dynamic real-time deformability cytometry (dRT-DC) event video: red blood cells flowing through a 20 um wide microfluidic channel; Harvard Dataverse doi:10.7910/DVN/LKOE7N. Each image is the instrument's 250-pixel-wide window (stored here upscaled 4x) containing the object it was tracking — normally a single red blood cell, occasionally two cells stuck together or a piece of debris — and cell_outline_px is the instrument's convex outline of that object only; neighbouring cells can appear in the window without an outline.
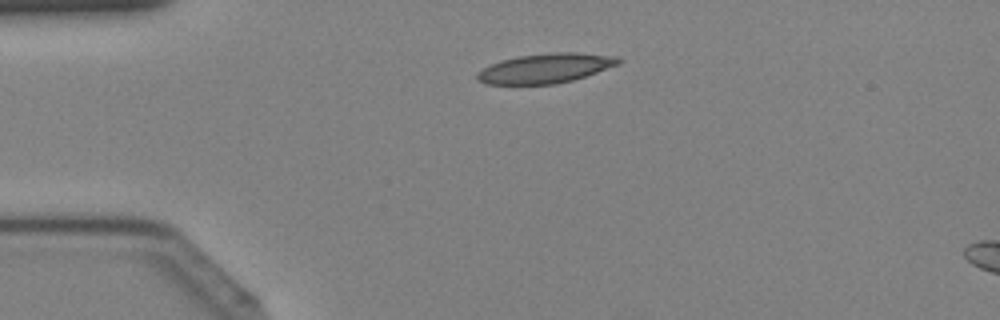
{"species": "Egyptian fruit bat (a non-hibernating species)", "species_latin": "Rousettus aegyptiacus", "temperature_condition": "cold", "stored_images_in_passage": 40, "camera_frame_rate_fps": 3000, "um_per_image_px": 0.085, "animal": {"sex": "female"}, "frame": {"image": 1, "passage_image": 8, "time_ms": 2.333, "image_size_px": [1000, 320], "cell_outline_px": [[620, 64], [572, 80], [556, 84], [484, 84], [476, 76], [476, 72], [500, 60], [516, 56], [552, 52], [576, 52], [620, 56]], "centroid_in_image_um": [46.38, 5.79], "position_along_channel_um": 38.6, "area_um2": 24.39}}
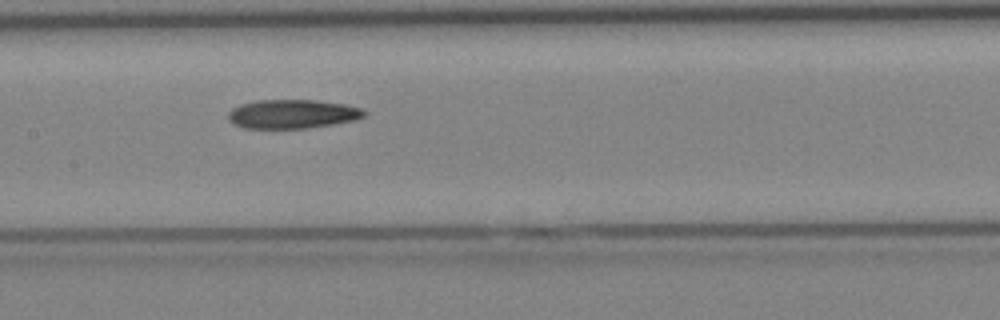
{"frame": {"image": 2, "passage_image": 19, "time_ms": 6.0, "image_size_px": [1000, 320], "cell_outline_px": [[368, 116], [356, 120], [308, 128], [244, 128], [228, 120], [228, 112], [232, 108], [240, 104], [260, 100], [316, 100], [344, 104], [360, 108], [368, 112]], "centroid_in_image_um": [24.89, 9.69], "position_along_channel_um": 182.5, "area_um2": 23.0}}
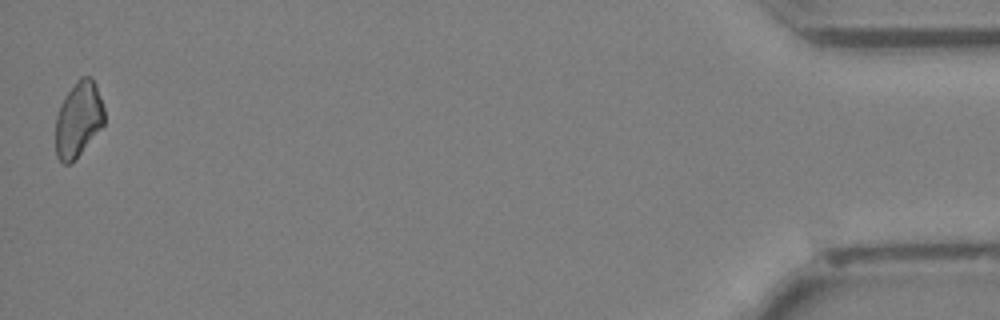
{"frame": {"image": 3, "passage_image": 40, "time_ms": 13.0, "image_size_px": [1000, 320], "cell_outline_px": [[104, 124], [76, 160], [72, 164], [64, 164], [56, 156], [56, 116], [60, 104], [64, 96], [76, 80], [80, 76], [92, 76], [96, 84], [104, 108]], "centroid_in_image_um": [6.66, 10.14], "position_along_channel_um": 428.5, "area_um2": 21.73}}